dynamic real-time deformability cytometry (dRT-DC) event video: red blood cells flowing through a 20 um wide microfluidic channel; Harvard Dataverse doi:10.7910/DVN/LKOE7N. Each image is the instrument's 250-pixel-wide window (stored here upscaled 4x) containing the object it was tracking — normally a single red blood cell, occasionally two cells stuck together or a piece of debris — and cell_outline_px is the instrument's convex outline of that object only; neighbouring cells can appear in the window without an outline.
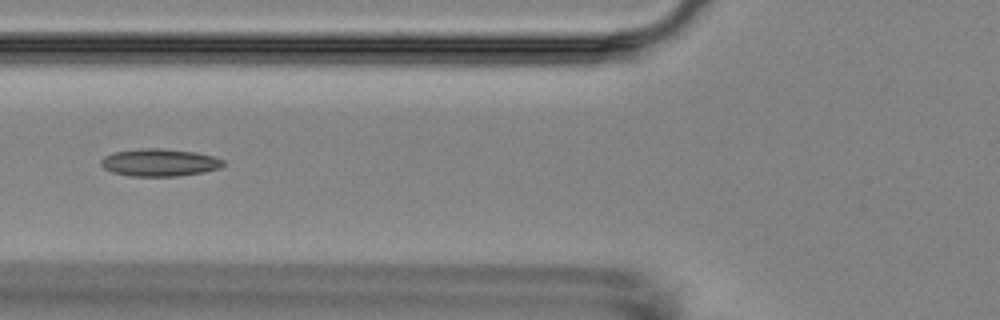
{"species": "Egyptian fruit bat (a non-hibernating species)", "species_latin": "Rousettus aegyptiacus", "temperature_condition": "room temperature", "stored_images_in_passage": 7, "camera_frame_rate_fps": 3000, "um_per_image_px": 0.085, "animal": {"sex": "female"}, "frame": {"image": 1, "passage_image": 6, "time_ms": 5.667, "image_size_px": [1000, 320], "cell_outline_px": [[224, 164], [220, 168], [204, 172], [180, 176], [128, 176], [112, 172], [104, 168], [100, 164], [100, 160], [104, 156], [112, 152], [140, 148], [160, 148], [196, 152], [212, 156], [224, 160]], "centroid_in_image_um": [13.53, 13.81], "position_along_channel_um": 112.3, "area_um2": 19.77}}